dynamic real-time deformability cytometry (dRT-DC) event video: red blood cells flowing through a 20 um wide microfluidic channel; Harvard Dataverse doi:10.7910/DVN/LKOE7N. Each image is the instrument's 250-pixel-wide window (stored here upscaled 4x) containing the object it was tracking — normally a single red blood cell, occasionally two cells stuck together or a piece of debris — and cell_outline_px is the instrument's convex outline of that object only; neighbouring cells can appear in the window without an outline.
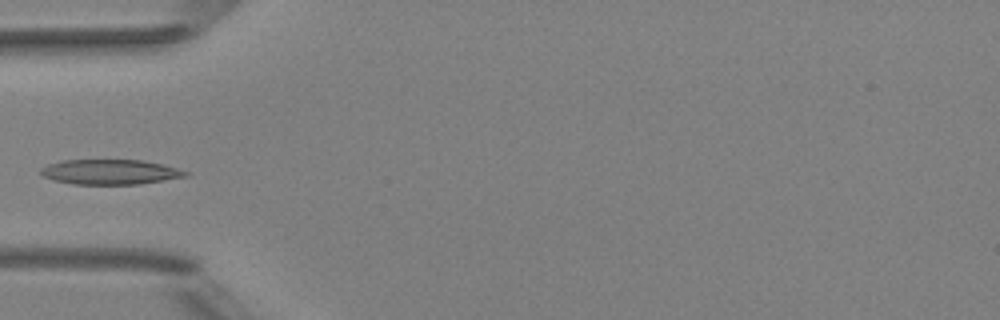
{"species": "Egyptian fruit bat (a non-hibernating species)", "species_latin": "Rousettus aegyptiacus", "temperature_condition": "room temperature", "stored_images_in_passage": 4, "camera_frame_rate_fps": 3000, "um_per_image_px": 0.085, "animal": {"sex": "female"}, "frame": {"image": 1, "passage_image": 3, "time_ms": 2.333, "image_size_px": [1000, 320], "cell_outline_px": [[188, 176], [140, 184], [72, 184], [52, 180], [44, 176], [40, 172], [40, 168], [48, 164], [60, 160], [140, 160], [164, 164], [188, 172]], "centroid_in_image_um": [9.33, 14.61], "position_along_channel_um": 75.7, "area_um2": 21.1}}
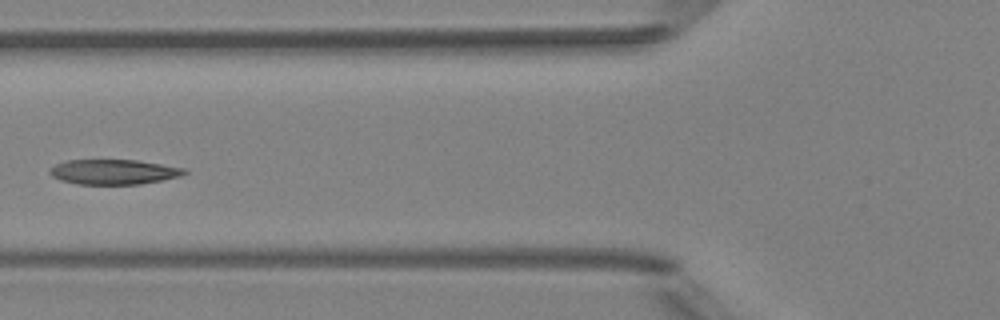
{"frame": {"image": 2, "passage_image": 4, "time_ms": 3.333, "image_size_px": [1000, 320], "cell_outline_px": [[188, 172], [180, 176], [140, 184], [76, 184], [60, 180], [52, 176], [48, 172], [56, 164], [68, 160], [136, 160], [184, 168]], "centroid_in_image_um": [9.64, 14.61], "position_along_channel_um": 116.2, "area_um2": 19.36}}